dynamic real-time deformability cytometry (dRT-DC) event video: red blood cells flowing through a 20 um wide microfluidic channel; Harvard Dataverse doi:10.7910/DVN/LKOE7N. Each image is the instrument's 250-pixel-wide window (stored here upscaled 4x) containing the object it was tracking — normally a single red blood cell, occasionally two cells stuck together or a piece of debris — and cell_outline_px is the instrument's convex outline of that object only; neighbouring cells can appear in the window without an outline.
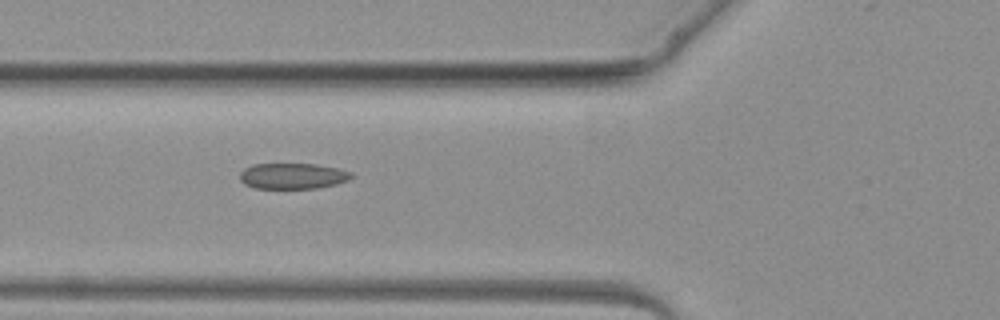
{"species": "common noctule bat (a hibernating species)", "species_latin": "Nyctalus noctula", "temperature_condition": "warm", "stored_images_in_passage": 2, "camera_frame_rate_fps": 3000, "um_per_image_px": 0.085, "animal": {"sex": "female", "body_mass_g": 19.3, "forearm_length_mm": 54.1}, "frame": {"image": 1, "passage_image": 2, "time_ms": 1.0, "image_size_px": [1000, 320], "cell_outline_px": [[356, 176], [348, 180], [336, 184], [316, 188], [256, 188], [244, 184], [240, 180], [240, 172], [244, 168], [252, 164], [316, 164], [336, 168], [352, 172]], "centroid_in_image_um": [24.89, 14.95], "position_along_channel_um": 100.9, "area_um2": 16.82}}